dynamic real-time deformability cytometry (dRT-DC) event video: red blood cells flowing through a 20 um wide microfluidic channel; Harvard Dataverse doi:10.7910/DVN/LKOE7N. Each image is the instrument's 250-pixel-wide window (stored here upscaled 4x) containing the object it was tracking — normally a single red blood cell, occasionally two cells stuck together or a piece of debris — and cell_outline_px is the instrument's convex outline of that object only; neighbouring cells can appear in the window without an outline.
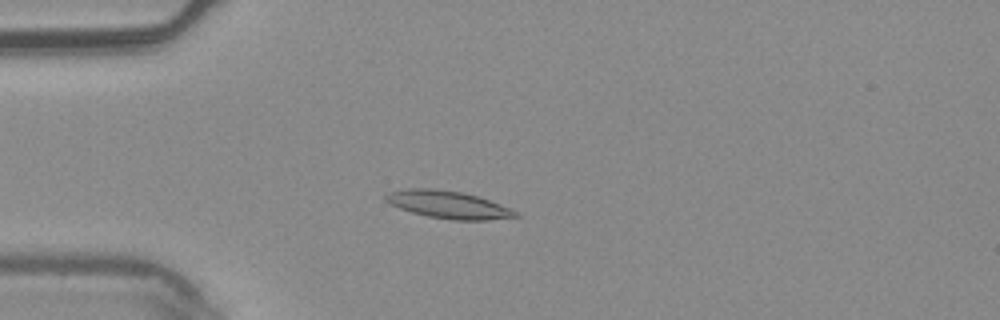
{"species": "common noctule bat (a hibernating species)", "species_latin": "Nyctalus noctula", "temperature_condition": "warm", "stored_images_in_passage": 4, "camera_frame_rate_fps": 3000, "um_per_image_px": 0.085, "animal": {"sex": "male", "body_mass_g": 20.4}, "frame": {"image": 1, "passage_image": 4, "time_ms": 1.0, "image_size_px": [1000, 320], "cell_outline_px": [[520, 216], [488, 220], [452, 220], [428, 216], [412, 212], [388, 204], [384, 200], [384, 196], [388, 192], [408, 188], [432, 188], [460, 192], [476, 196], [488, 200], [508, 208], [516, 212]], "centroid_in_image_um": [38.02, 17.39], "position_along_channel_um": 47.0, "area_um2": 20.58}}